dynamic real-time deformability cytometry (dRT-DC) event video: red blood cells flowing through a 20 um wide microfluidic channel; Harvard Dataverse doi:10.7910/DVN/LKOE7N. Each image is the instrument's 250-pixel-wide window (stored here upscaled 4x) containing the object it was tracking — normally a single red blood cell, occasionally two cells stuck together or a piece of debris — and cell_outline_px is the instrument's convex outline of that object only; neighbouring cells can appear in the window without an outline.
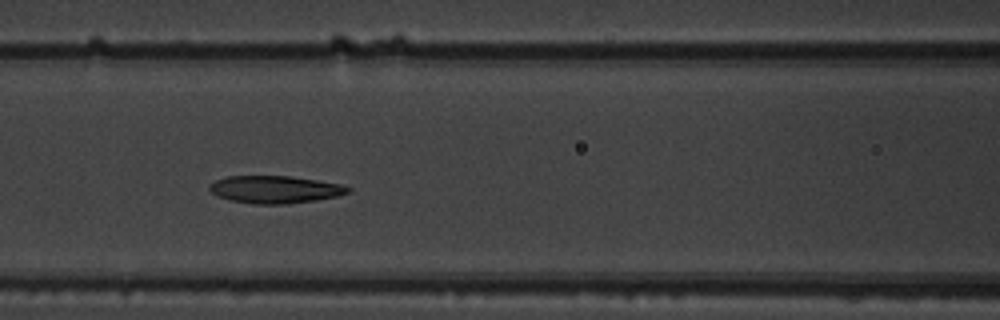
{"species": "common noctule bat (a hibernating species)", "species_latin": "Nyctalus noctula", "temperature_condition": "warm", "stored_images_in_passage": 10, "camera_frame_rate_fps": 3000, "um_per_image_px": 0.085, "animal": {"sex": "male", "body_mass_g": 19.5, "forearm_length_mm": 54.6}, "frame": {"image": 1, "passage_image": 6, "time_ms": 5.667, "image_size_px": [1000, 320], "cell_outline_px": [[352, 192], [336, 196], [316, 200], [288, 204], [252, 204], [228, 200], [216, 196], [208, 188], [216, 180], [228, 176], [292, 176], [340, 184], [352, 188]], "centroid_in_image_um": [23.38, 16.11], "position_along_channel_um": 143.2, "area_um2": 22.25}}
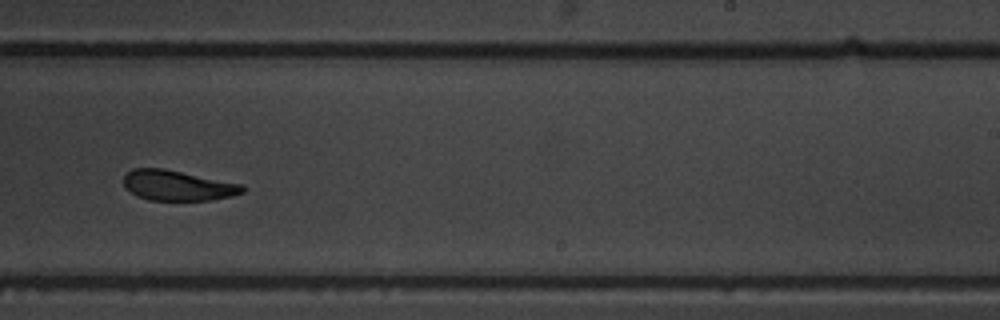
{"frame": {"image": 2, "passage_image": 9, "time_ms": 9.333, "image_size_px": [1000, 320], "cell_outline_px": [[244, 192], [232, 196], [212, 200], [148, 200], [136, 196], [124, 188], [124, 176], [132, 168], [164, 168], [244, 184]], "centroid_in_image_um": [15.1, 15.76], "position_along_channel_um": 273.9, "area_um2": 21.21}}
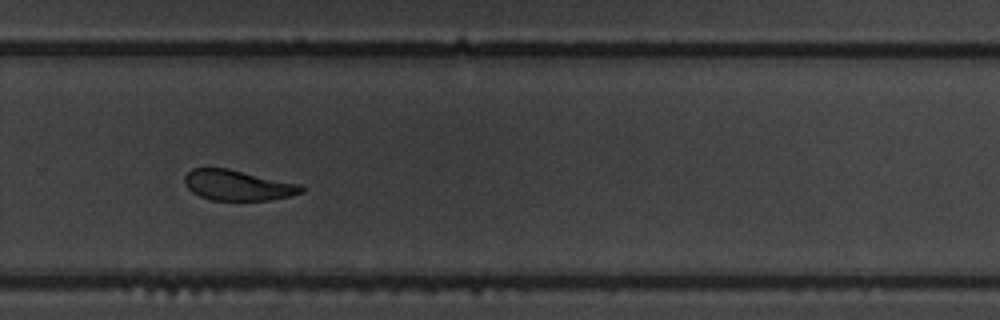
{"frame": {"image": 3, "passage_image": 10, "time_ms": 10.333, "image_size_px": [1000, 320], "cell_outline_px": [[304, 192], [292, 196], [268, 200], [212, 200], [200, 196], [192, 192], [188, 188], [184, 180], [184, 176], [192, 168], [228, 168], [304, 184]], "centroid_in_image_um": [20.27, 15.74], "position_along_channel_um": 309.5, "area_um2": 20.98}}